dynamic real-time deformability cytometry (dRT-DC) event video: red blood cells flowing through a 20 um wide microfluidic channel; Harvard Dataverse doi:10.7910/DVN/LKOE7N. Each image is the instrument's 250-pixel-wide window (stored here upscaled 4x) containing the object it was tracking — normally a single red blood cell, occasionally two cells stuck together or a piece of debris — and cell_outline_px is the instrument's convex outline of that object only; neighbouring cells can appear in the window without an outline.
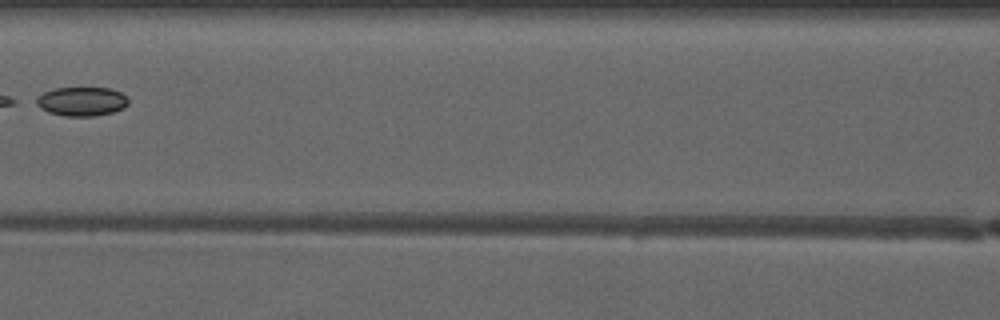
{"species": "common noctule bat (a hibernating species)", "species_latin": "Nyctalus noctula", "temperature_condition": "warm", "stored_images_in_passage": 7, "segment_of_instrument_passage": [2, 2], "camera_frame_rate_fps": 3000, "um_per_image_px": 0.085, "animal": {"sex": "male", "forearm_length_mm": 52.5}, "frame": {"image": 1, "passage_image": 6, "time_ms": 6.0, "image_size_px": [1000, 320], "cell_outline_px": [[128, 104], [124, 108], [112, 112], [96, 116], [64, 116], [48, 112], [32, 104], [28, 100], [44, 92], [56, 88], [112, 88], [120, 92], [128, 100]], "centroid_in_image_um": [6.84, 8.62], "position_along_channel_um": 159.8, "area_um2": 15.95}}
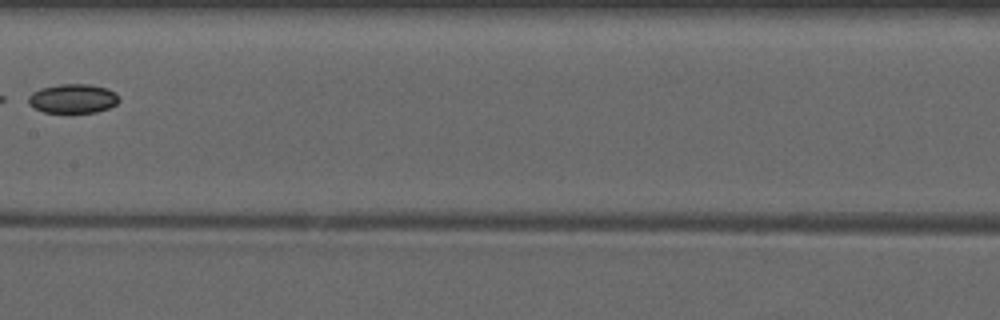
{"frame": {"image": 2, "passage_image": 7, "time_ms": 7.0, "image_size_px": [1000, 320], "cell_outline_px": [[120, 100], [116, 104], [108, 108], [96, 112], [44, 112], [28, 104], [28, 96], [32, 92], [40, 88], [60, 84], [88, 84], [108, 88], [116, 92]], "centroid_in_image_um": [6.21, 8.37], "position_along_channel_um": 201.2, "area_um2": 15.43}}